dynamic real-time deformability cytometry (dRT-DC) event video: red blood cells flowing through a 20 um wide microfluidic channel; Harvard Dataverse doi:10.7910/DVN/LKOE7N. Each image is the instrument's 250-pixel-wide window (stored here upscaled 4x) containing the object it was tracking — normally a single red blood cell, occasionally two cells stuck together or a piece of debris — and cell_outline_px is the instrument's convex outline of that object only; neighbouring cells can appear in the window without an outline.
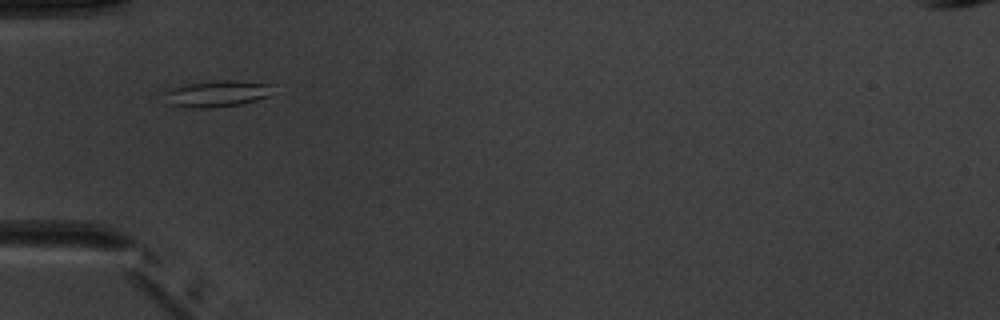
{"species": "common noctule bat (a hibernating species)", "species_latin": "Nyctalus noctula", "temperature_condition": "warm", "stored_images_in_passage": 7, "camera_frame_rate_fps": 3000, "um_per_image_px": 0.085, "animal": {"sex": "male", "body_mass_g": 20.1, "forearm_length_mm": 53.5}, "frame": {"image": 1, "passage_image": 4, "time_ms": 4.333, "image_size_px": [1000, 320], "cell_outline_px": [[276, 84], [268, 96], [256, 100], [240, 104], [208, 108], [192, 108], [164, 104], [164, 92], [168, 88], [188, 84], [224, 80], [236, 80]], "centroid_in_image_um": [18.41, 7.96], "position_along_channel_um": 66.6, "area_um2": 16.94}}
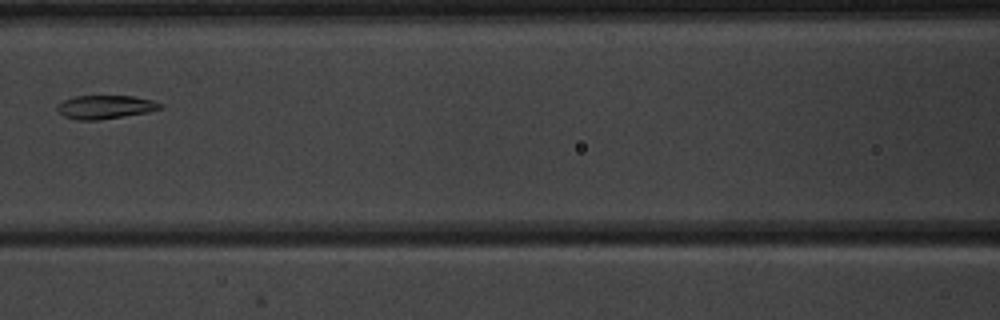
{"frame": {"image": 2, "passage_image": 6, "time_ms": 6.667, "image_size_px": [1000, 320], "cell_outline_px": [[164, 108], [148, 112], [100, 120], [76, 120], [64, 116], [56, 112], [56, 104], [64, 100], [76, 96], [132, 96], [152, 100], [164, 104]], "centroid_in_image_um": [8.93, 9.1], "position_along_channel_um": 157.7, "area_um2": 14.33}}
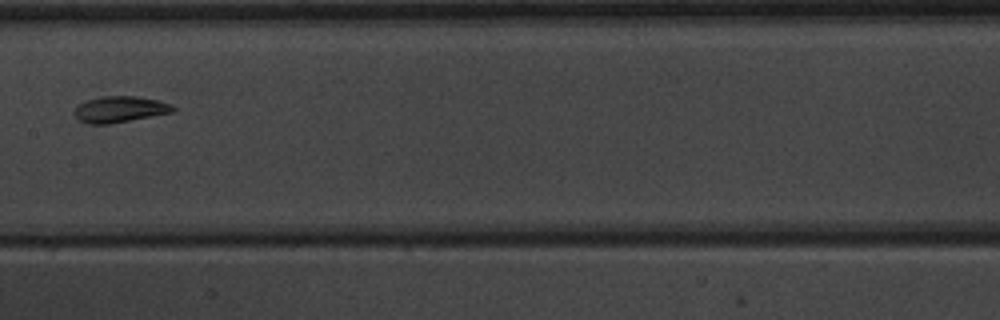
{"frame": {"image": 3, "passage_image": 7, "time_ms": 7.667, "image_size_px": [1000, 320], "cell_outline_px": [[176, 108], [172, 112], [108, 124], [88, 124], [80, 120], [76, 116], [76, 108], [80, 104], [88, 100], [100, 96], [132, 96], [156, 100], [172, 104]], "centroid_in_image_um": [10.2, 9.29], "position_along_channel_um": 197.2, "area_um2": 14.62}}